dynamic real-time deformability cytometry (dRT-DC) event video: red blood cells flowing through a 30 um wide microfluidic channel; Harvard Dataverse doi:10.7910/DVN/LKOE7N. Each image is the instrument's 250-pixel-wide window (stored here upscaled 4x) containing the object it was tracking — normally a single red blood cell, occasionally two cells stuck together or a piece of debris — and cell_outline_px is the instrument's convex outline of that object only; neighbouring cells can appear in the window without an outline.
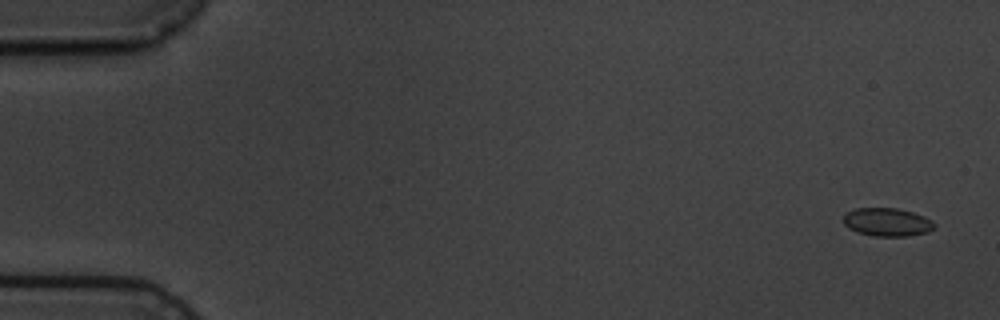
{"species": "common noctule bat (a hibernating species)", "species_latin": "Nyctalus noctula", "temperature_condition": "cold", "stored_images_in_passage": 13, "camera_frame_rate_fps": 3000, "um_per_image_px": 0.085, "animal": {"sex": "male", "body_mass_g": 19.5, "forearm_length_mm": 54.6}, "frame": {"image": 1, "passage_image": 1, "time_ms": 0.0, "image_size_px": [1000, 320], "cell_outline_px": [[936, 228], [928, 232], [908, 236], [872, 236], [856, 232], [848, 228], [844, 224], [844, 216], [848, 212], [856, 208], [896, 208], [912, 212], [924, 216], [932, 220], [936, 224]], "centroid_in_image_um": [75.44, 18.89], "position_along_channel_um": 9.6, "area_um2": 15.09}}
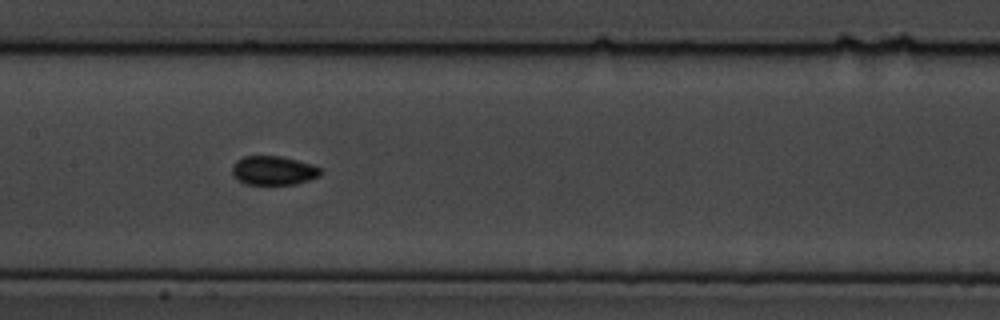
{"frame": {"image": 2, "passage_image": 8, "time_ms": 8.667, "image_size_px": [1000, 320], "cell_outline_px": [[324, 172], [320, 176], [296, 184], [244, 184], [236, 180], [232, 176], [232, 164], [236, 160], [244, 156], [280, 156], [312, 164], [320, 168]], "centroid_in_image_um": [23.22, 14.49], "position_along_channel_um": 184.2, "area_um2": 15.14}}
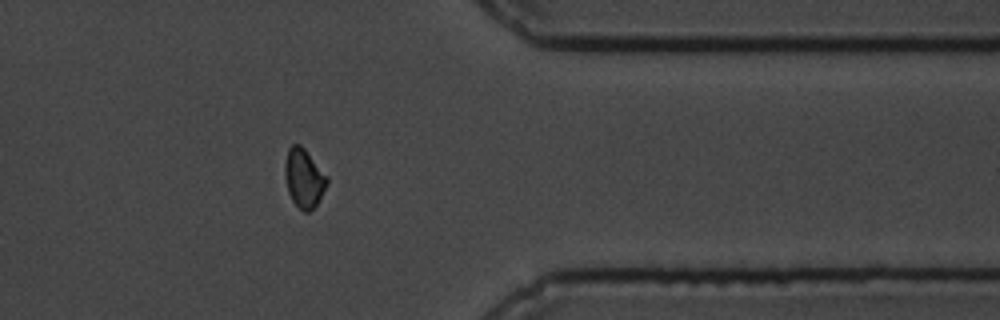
{"frame": {"image": 3, "passage_image": 13, "time_ms": 14.667, "image_size_px": [1000, 320], "cell_outline_px": [[328, 180], [316, 204], [308, 212], [304, 212], [292, 200], [288, 192], [284, 176], [284, 164], [288, 148], [292, 144], [300, 144], [304, 148], [328, 176]], "centroid_in_image_um": [25.8, 15.1], "position_along_channel_um": 385.6, "area_um2": 14.28}, "authors_computed_cell_mechanics": {"area_um2": 14.9124, "velocity_mm_per_s": 3.5659, "shape_relaxation_time_tau1_ms": null, "shape_relaxation_time_tau2_ms": 10.4901, "deformation_change_tau1": null, "deformation_change_tau2": 0.0561}}